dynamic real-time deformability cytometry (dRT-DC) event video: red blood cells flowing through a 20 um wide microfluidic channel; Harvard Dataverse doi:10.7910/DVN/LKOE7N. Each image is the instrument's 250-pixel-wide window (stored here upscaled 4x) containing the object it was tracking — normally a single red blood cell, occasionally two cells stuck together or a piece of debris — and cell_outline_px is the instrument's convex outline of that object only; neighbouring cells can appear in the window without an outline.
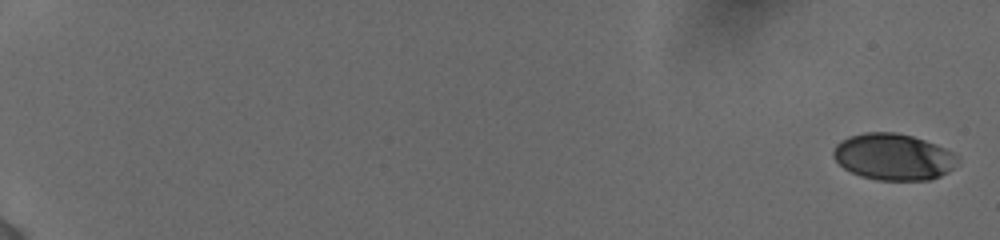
{"species": "human", "species_latin": "Homo sapiens", "temperature_condition": "cold", "stored_images_in_passage": 31, "camera_frame_rate_fps": 3000, "um_per_image_px": 0.085, "donor": {"sex": "female"}, "frame": {"image": 1, "passage_image": 1, "time_ms": 0.0, "image_size_px": [1000, 240], "cell_outline_px": [[960, 164], [948, 172], [932, 180], [876, 180], [860, 176], [844, 168], [832, 156], [832, 152], [836, 144], [840, 140], [848, 136], [864, 132], [896, 132], [912, 136], [936, 144], [952, 152], [956, 156]], "centroid_in_image_um": [75.94, 13.33], "position_along_channel_um": 9.1, "area_um2": 33.93}}
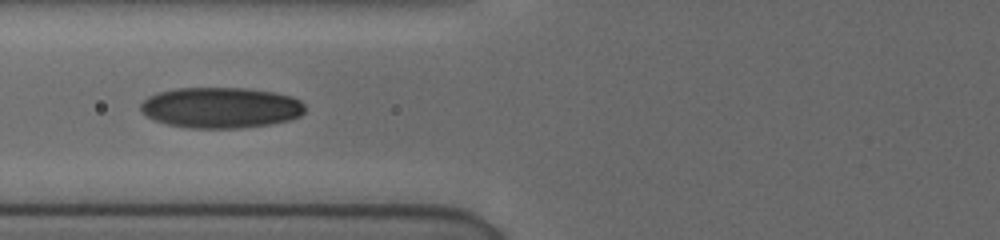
{"frame": {"image": 2, "passage_image": 18, "time_ms": 8.333, "image_size_px": [1000, 240], "cell_outline_px": [[304, 112], [300, 116], [288, 120], [272, 124], [240, 128], [188, 128], [168, 124], [152, 120], [144, 116], [140, 112], [140, 104], [148, 96], [160, 92], [176, 88], [248, 88], [272, 92], [292, 96], [300, 100], [304, 104]], "centroid_in_image_um": [18.74, 9.15], "position_along_channel_um": 107.1, "area_um2": 39.36}}
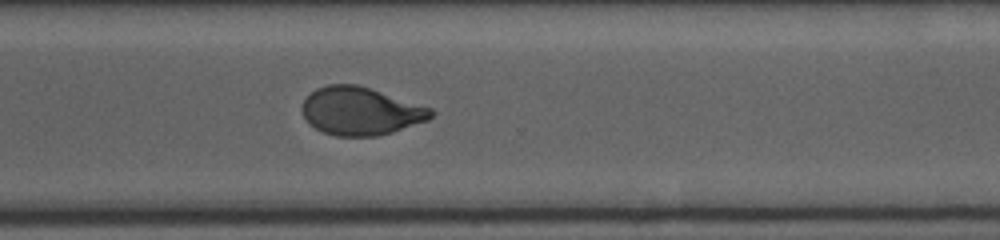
{"frame": {"image": 3, "passage_image": 31, "time_ms": 14.333, "image_size_px": [1000, 240], "cell_outline_px": [[436, 112], [428, 120], [392, 132], [376, 136], [336, 136], [324, 132], [308, 124], [300, 108], [304, 100], [316, 88], [328, 84], [356, 84], [432, 108]], "centroid_in_image_um": [30.63, 9.45], "position_along_channel_um": 340.0, "area_um2": 35.89}}